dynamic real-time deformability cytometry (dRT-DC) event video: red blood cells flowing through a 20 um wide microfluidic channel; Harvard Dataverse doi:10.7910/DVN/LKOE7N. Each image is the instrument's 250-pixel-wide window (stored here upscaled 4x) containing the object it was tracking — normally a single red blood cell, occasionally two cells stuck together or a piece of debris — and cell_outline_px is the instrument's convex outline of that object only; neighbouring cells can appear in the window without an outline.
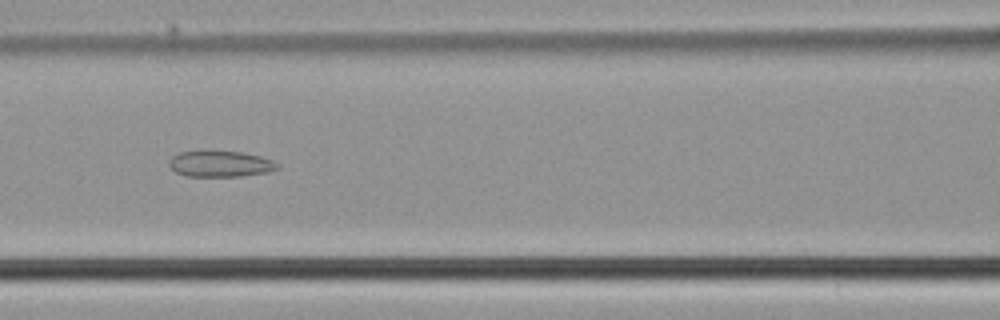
{"species": "common noctule bat (a hibernating species)", "species_latin": "Nyctalus noctula", "temperature_condition": "cold", "stored_images_in_passage": 44, "camera_frame_rate_fps": 3000, "um_per_image_px": 0.085, "animal": {"sex": "male", "body_mass_g": 21.5, "forearm_length_mm": 52.0}, "frame": {"image": 1, "passage_image": 19, "time_ms": 6.0, "image_size_px": [1000, 320], "cell_outline_px": [[280, 168], [268, 172], [240, 176], [184, 176], [176, 172], [168, 164], [168, 160], [172, 156], [180, 152], [200, 148], [244, 152], [260, 156], [272, 160], [280, 164]], "centroid_in_image_um": [18.69, 13.88], "position_along_channel_um": 147.9, "area_um2": 17.22}}
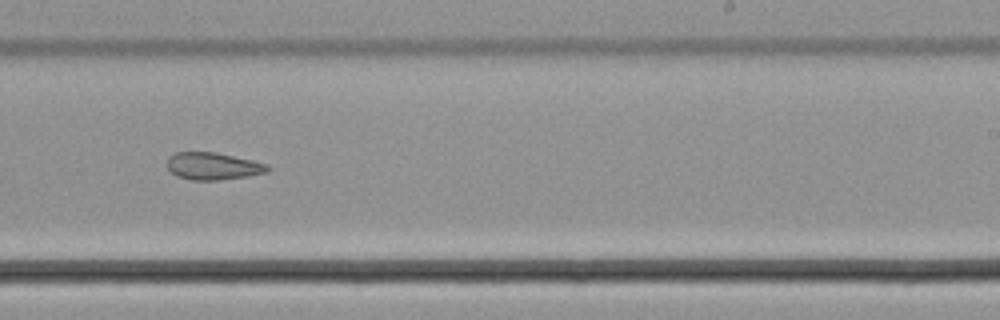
{"frame": {"image": 2, "passage_image": 28, "time_ms": 9.0, "image_size_px": [1000, 320], "cell_outline_px": [[272, 168], [268, 172], [248, 176], [216, 180], [192, 180], [176, 176], [168, 168], [168, 156], [176, 152], [216, 152], [252, 160], [268, 164]], "centroid_in_image_um": [18.13, 14.12], "position_along_channel_um": 270.9, "area_um2": 16.01}}
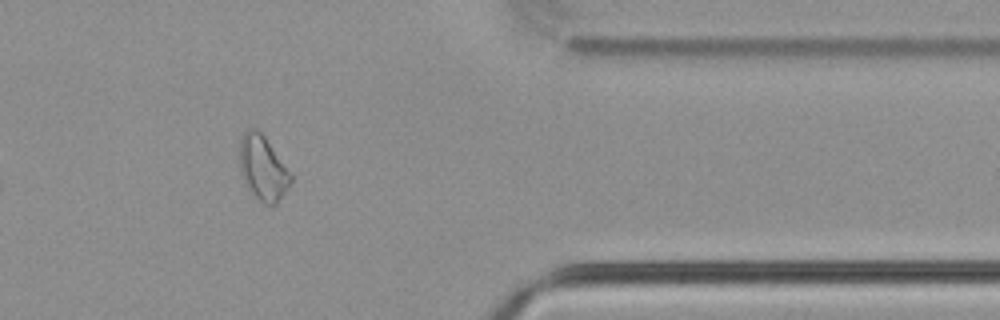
{"frame": {"image": 3, "passage_image": 38, "time_ms": 12.333, "image_size_px": [1000, 320], "cell_outline_px": [[292, 180], [288, 188], [276, 204], [264, 204], [256, 196], [244, 180], [240, 172], [240, 140], [244, 132], [248, 128], [256, 128], [264, 136], [292, 172]], "centroid_in_image_um": [22.37, 14.25], "position_along_channel_um": 389.0, "area_um2": 19.07}}